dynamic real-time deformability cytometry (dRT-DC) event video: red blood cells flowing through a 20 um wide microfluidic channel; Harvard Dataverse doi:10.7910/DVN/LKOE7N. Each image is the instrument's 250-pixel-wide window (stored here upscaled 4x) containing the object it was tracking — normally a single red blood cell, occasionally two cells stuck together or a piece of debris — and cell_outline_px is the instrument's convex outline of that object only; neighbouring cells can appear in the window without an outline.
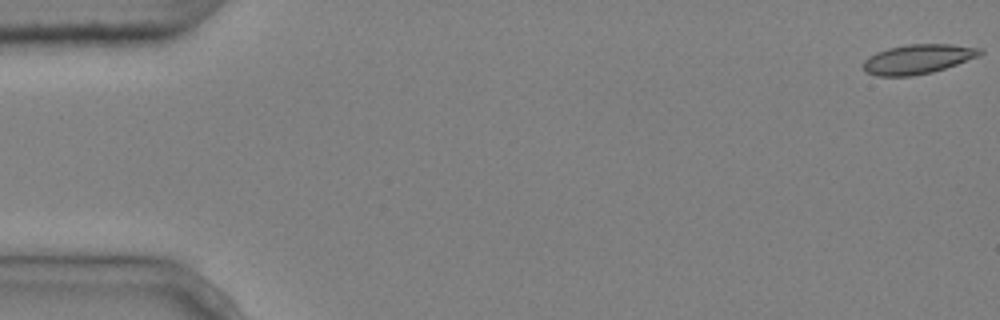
{"species": "common noctule bat (a hibernating species)", "species_latin": "Nyctalus noctula", "temperature_condition": "cold", "stored_images_in_passage": 5, "camera_frame_rate_fps": 3000, "um_per_image_px": 0.085, "animal": {"sex": "male", "body_mass_g": 20.4}, "frame": {"image": 1, "passage_image": 1, "time_ms": 0.0, "image_size_px": [1000, 320], "cell_outline_px": [[984, 52], [976, 56], [956, 64], [932, 72], [912, 76], [876, 76], [864, 72], [864, 60], [868, 56], [876, 52], [888, 48], [908, 44], [948, 44], [980, 48]], "centroid_in_image_um": [77.95, 5.03], "position_along_channel_um": 7.1, "area_um2": 19.88}}
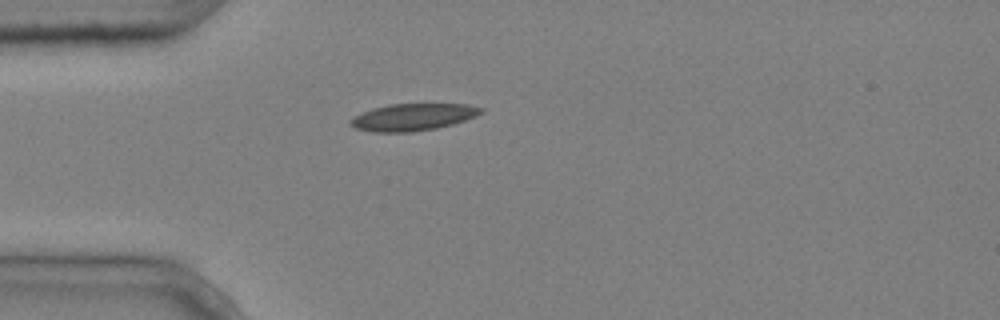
{"frame": {"image": 2, "passage_image": 5, "time_ms": 1.333, "image_size_px": [1000, 320], "cell_outline_px": [[484, 112], [476, 116], [452, 124], [436, 128], [412, 132], [372, 132], [356, 128], [348, 124], [348, 120], [372, 108], [392, 104], [468, 104], [484, 108]], "centroid_in_image_um": [35.11, 9.95], "position_along_channel_um": 49.9, "area_um2": 20.52}}